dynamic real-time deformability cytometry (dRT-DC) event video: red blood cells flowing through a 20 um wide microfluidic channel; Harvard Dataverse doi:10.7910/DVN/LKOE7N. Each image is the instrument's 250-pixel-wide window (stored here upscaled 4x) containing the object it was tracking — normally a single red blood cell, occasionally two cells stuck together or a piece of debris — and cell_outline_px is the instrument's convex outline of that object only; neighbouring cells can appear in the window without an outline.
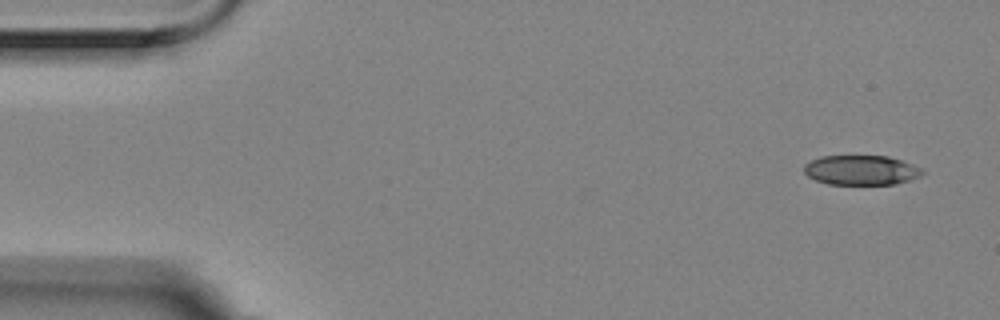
{"species": "Egyptian fruit bat (a non-hibernating species)", "species_latin": "Rousettus aegyptiacus", "temperature_condition": "room temperature", "stored_images_in_passage": 8, "camera_frame_rate_fps": 3000, "um_per_image_px": 0.085, "animal": {"sex": "female"}, "frame": {"image": 1, "passage_image": 1, "time_ms": 0.0, "image_size_px": [1000, 320], "cell_outline_px": [[924, 172], [920, 176], [896, 184], [828, 184], [816, 180], [808, 176], [804, 172], [804, 164], [820, 156], [888, 156], [912, 164], [920, 168]], "centroid_in_image_um": [73.17, 14.46], "position_along_channel_um": 11.8, "area_um2": 20.35}}
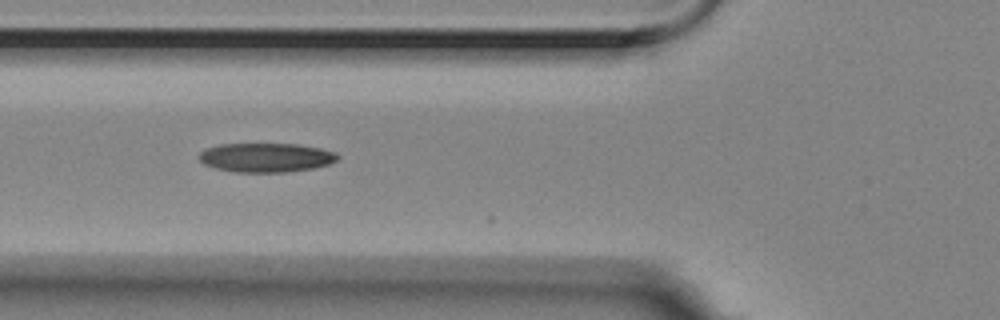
{"frame": {"image": 2, "passage_image": 5, "time_ms": 1.333, "image_size_px": [1000, 320], "cell_outline_px": [[340, 156], [336, 160], [328, 164], [312, 168], [288, 172], [236, 172], [216, 168], [204, 164], [200, 160], [200, 152], [208, 148], [220, 144], [296, 144], [320, 148], [336, 152]], "centroid_in_image_um": [22.63, 13.39], "position_along_channel_um": 103.2, "area_um2": 23.35}}
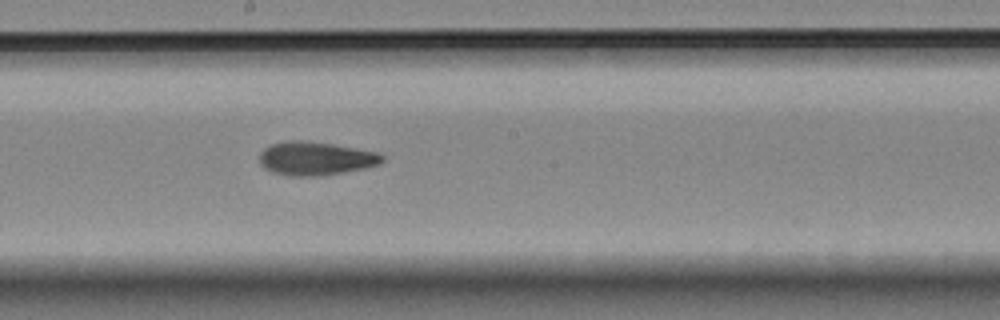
{"frame": {"image": 3, "passage_image": 8, "time_ms": 2.333, "image_size_px": [1000, 320], "cell_outline_px": [[384, 160], [380, 164], [364, 168], [344, 172], [316, 176], [292, 176], [272, 172], [264, 168], [260, 164], [260, 152], [268, 144], [284, 140], [304, 140], [332, 144], [380, 152], [384, 156]], "centroid_in_image_um": [26.81, 13.45], "position_along_channel_um": 221.4, "area_um2": 24.22}}